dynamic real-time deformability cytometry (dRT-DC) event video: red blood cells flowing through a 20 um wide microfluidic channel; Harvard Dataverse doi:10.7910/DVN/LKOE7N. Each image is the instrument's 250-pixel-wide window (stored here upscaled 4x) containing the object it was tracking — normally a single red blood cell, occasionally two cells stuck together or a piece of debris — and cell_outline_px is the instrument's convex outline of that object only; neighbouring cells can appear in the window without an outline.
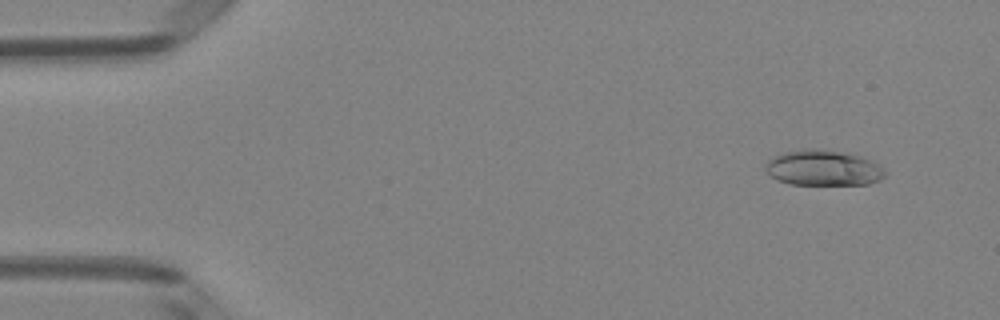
{"species": "Egyptian fruit bat (a non-hibernating species)", "species_latin": "Rousettus aegyptiacus", "temperature_condition": "room temperature", "stored_images_in_passage": 3, "camera_frame_rate_fps": 3000, "um_per_image_px": 0.085, "animal": {"sex": "female"}, "frame": {"image": 1, "passage_image": 1, "time_ms": 0.0, "image_size_px": [1000, 320], "cell_outline_px": [[888, 172], [880, 180], [868, 184], [788, 184], [776, 180], [764, 168], [764, 164], [772, 156], [784, 152], [804, 148], [816, 148], [848, 152], [860, 156], [884, 168]], "centroid_in_image_um": [69.95, 14.26], "position_along_channel_um": 15.0, "area_um2": 25.03}}
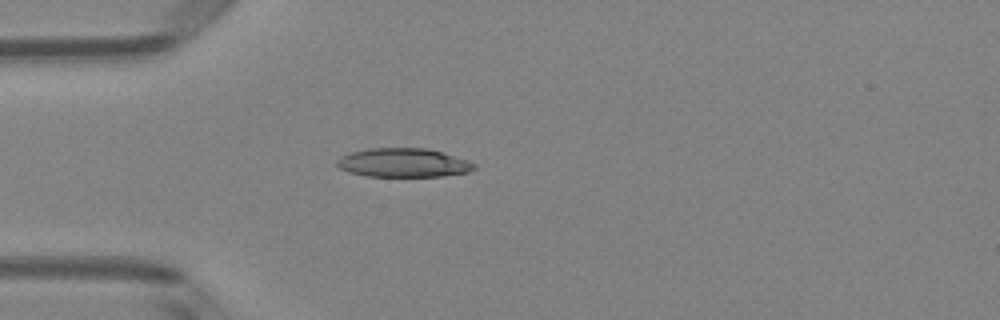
{"frame": {"image": 2, "passage_image": 3, "time_ms": 0.667, "image_size_px": [1000, 320], "cell_outline_px": [[476, 168], [468, 172], [440, 176], [368, 176], [348, 172], [340, 168], [336, 164], [336, 160], [340, 156], [352, 152], [368, 148], [428, 148], [476, 164]], "centroid_in_image_um": [34.23, 13.83], "position_along_channel_um": 50.8, "area_um2": 22.83}}